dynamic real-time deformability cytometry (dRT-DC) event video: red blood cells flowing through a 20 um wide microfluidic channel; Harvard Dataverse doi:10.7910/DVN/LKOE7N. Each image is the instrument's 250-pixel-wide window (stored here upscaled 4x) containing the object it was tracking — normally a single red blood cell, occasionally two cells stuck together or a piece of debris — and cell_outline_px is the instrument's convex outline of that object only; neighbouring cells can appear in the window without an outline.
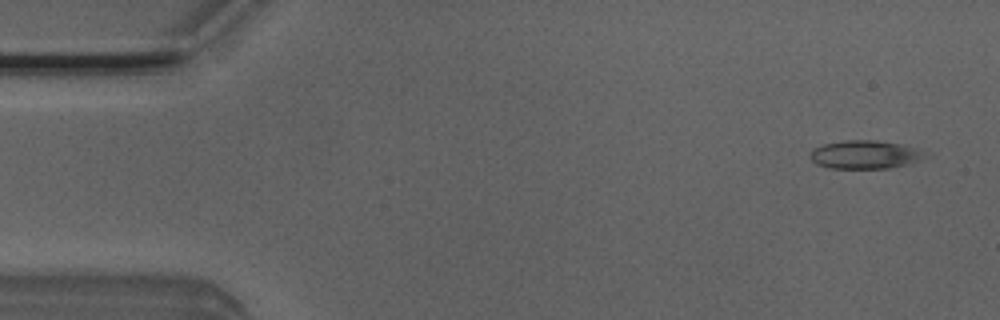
{"species": "Egyptian fruit bat (a non-hibernating species)", "species_latin": "Rousettus aegyptiacus", "temperature_condition": "room temperature", "stored_images_in_passage": 51, "camera_frame_rate_fps": 3000, "um_per_image_px": 0.085, "animal": {"sex": "male"}, "frame": {"image": 1, "passage_image": 3, "time_ms": 0.667, "image_size_px": [1000, 320], "cell_outline_px": [[920, 156], [916, 160], [908, 164], [888, 168], [832, 168], [816, 164], [808, 156], [808, 152], [812, 148], [820, 144], [844, 140], [876, 140], [904, 144], [920, 148]], "centroid_in_image_um": [73.39, 13.12], "position_along_channel_um": 11.6, "area_um2": 18.96}}
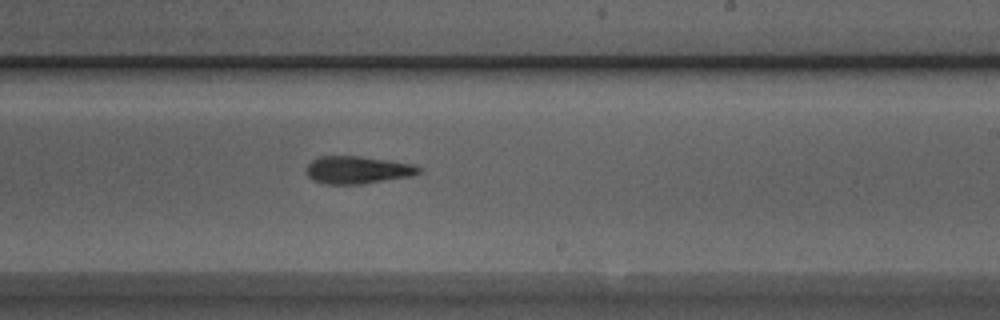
{"frame": {"image": 2, "passage_image": 30, "time_ms": 9.667, "image_size_px": [1000, 320], "cell_outline_px": [[424, 172], [412, 176], [360, 184], [324, 184], [312, 180], [304, 172], [304, 168], [312, 160], [320, 156], [360, 156], [388, 160], [412, 164], [420, 168]], "centroid_in_image_um": [30.36, 14.44], "position_along_channel_um": 258.6, "area_um2": 18.26}}
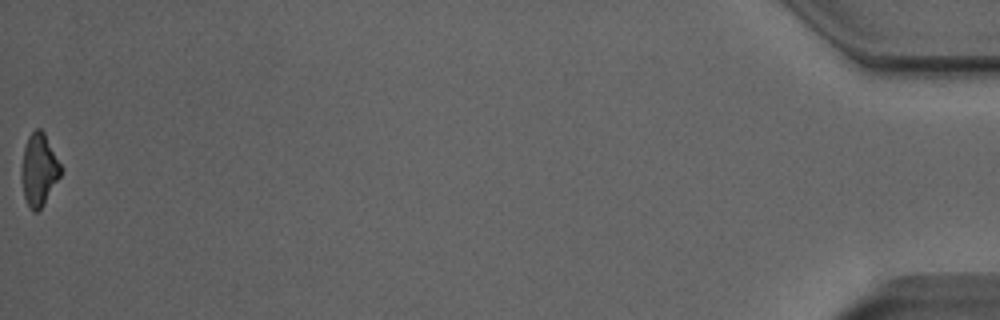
{"frame": {"image": 3, "passage_image": 51, "time_ms": 16.667, "image_size_px": [1000, 320], "cell_outline_px": [[64, 168], [60, 176], [44, 204], [36, 212], [32, 212], [28, 208], [24, 196], [20, 176], [20, 168], [24, 148], [28, 136], [36, 128], [40, 128], [44, 132]], "centroid_in_image_um": [3.31, 14.43], "position_along_channel_um": 431.9, "area_um2": 16.94}, "authors_computed_cell_mechanics": {"area_um2": 18.6116, "velocity_mm_per_s": 4.0243, "shape_relaxation_time_tau1_ms": 2.8488, "shape_relaxation_time_tau2_ms": 9.4211, "deformation_change_tau1": 0.1492, "deformation_change_tau2": 0.1895}}